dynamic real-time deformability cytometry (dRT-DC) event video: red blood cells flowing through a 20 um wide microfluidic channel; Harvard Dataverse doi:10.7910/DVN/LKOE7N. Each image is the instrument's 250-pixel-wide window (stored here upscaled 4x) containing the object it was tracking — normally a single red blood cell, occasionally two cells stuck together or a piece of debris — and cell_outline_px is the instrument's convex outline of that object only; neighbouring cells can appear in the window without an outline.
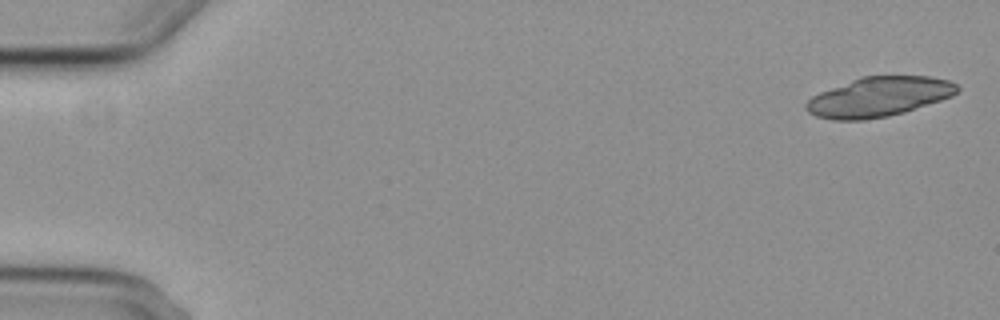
{"species": "common noctule bat (a hibernating species)", "species_latin": "Nyctalus noctula", "temperature_condition": "cold", "stored_images_in_passage": 6, "camera_frame_rate_fps": 3000, "um_per_image_px": 0.085, "animal": {"sex": "female", "body_mass_g": 29.2, "forearm_length_mm": 56.3}, "frame": {"image": 1, "passage_image": 1, "time_ms": 0.0, "image_size_px": [1000, 320], "cell_outline_px": [[960, 88], [952, 96], [904, 112], [888, 116], [864, 120], [832, 120], [816, 116], [808, 112], [804, 108], [804, 104], [812, 96], [820, 92], [860, 76], [928, 76], [948, 80], [956, 84]], "centroid_in_image_um": [74.66, 8.23], "position_along_channel_um": 10.3, "area_um2": 34.85}}
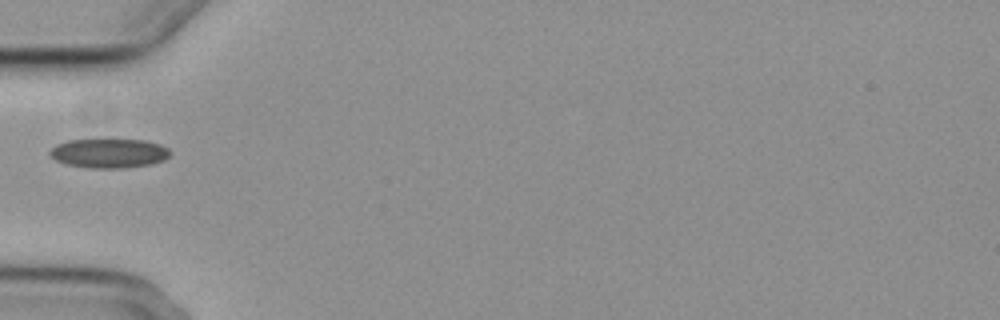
{"frame": {"image": 2, "passage_image": 6, "time_ms": 6.0, "image_size_px": [1000, 320], "cell_outline_px": [[172, 152], [164, 160], [152, 164], [124, 168], [88, 168], [64, 164], [48, 156], [48, 152], [56, 144], [68, 140], [144, 140], [160, 144], [168, 148]], "centroid_in_image_um": [9.25, 13.03], "position_along_channel_um": 75.8, "area_um2": 20.69}}